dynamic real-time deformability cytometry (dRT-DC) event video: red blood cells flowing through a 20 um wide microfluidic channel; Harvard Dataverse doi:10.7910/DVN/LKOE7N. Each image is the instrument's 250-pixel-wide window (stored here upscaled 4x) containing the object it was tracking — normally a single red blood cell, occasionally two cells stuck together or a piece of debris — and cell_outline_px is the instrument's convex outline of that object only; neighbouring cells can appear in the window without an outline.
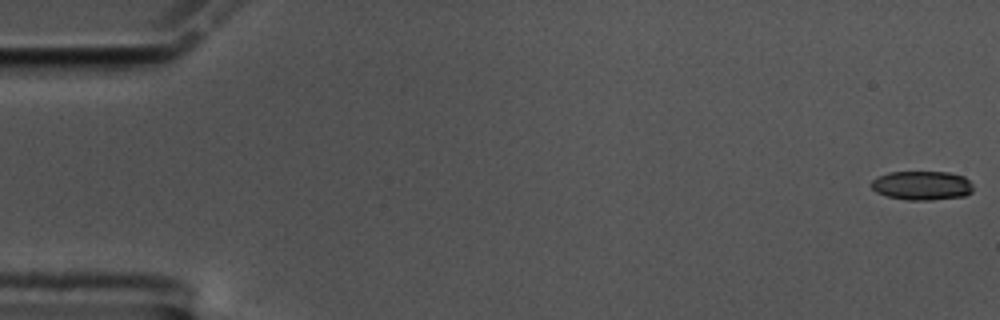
{"species": "common noctule bat (a hibernating species)", "species_latin": "Nyctalus noctula", "temperature_condition": "cold", "stored_images_in_passage": 58, "camera_frame_rate_fps": 3000, "um_per_image_px": 0.085, "animal": {"sex": "male", "body_mass_g": 17.5, "forearm_length_mm": 52.3}, "frame": {"image": 1, "passage_image": 1, "time_ms": 0.0, "image_size_px": [1000, 320], "cell_outline_px": [[972, 192], [964, 196], [932, 200], [908, 200], [888, 196], [876, 192], [872, 188], [872, 180], [888, 172], [948, 172], [964, 176], [972, 184]], "centroid_in_image_um": [78.38, 15.77], "position_along_channel_um": 6.6, "area_um2": 17.17}}
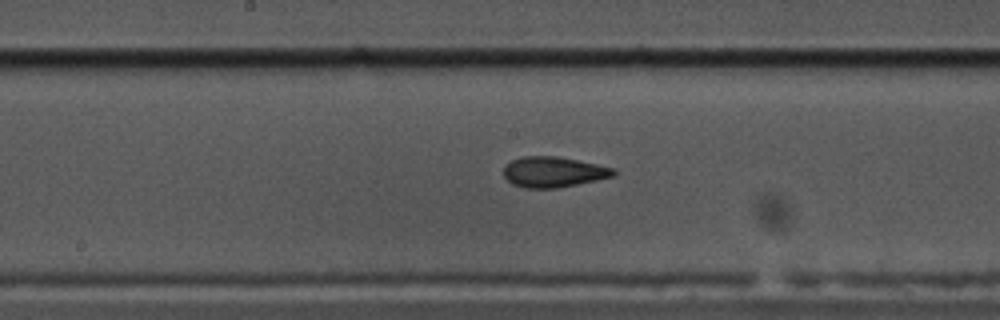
{"frame": {"image": 2, "passage_image": 30, "time_ms": 9.667, "image_size_px": [1000, 320], "cell_outline_px": [[616, 176], [556, 188], [524, 188], [512, 184], [504, 176], [504, 164], [512, 160], [524, 156], [556, 156], [616, 168]], "centroid_in_image_um": [47.04, 14.62], "position_along_channel_um": 201.2, "area_um2": 19.54}}
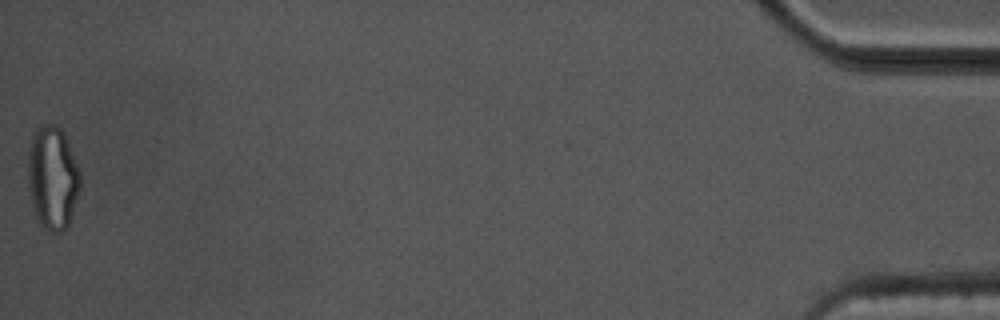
{"frame": {"image": 3, "passage_image": 58, "time_ms": 19.0, "image_size_px": [1000, 320], "cell_outline_px": [[80, 188], [68, 224], [60, 232], [48, 232], [40, 224], [36, 216], [28, 192], [28, 152], [32, 136], [36, 128], [44, 124], [52, 124], [60, 128], [64, 136], [80, 172]], "centroid_in_image_um": [4.44, 15.12], "position_along_channel_um": 430.8, "area_um2": 31.15}, "authors_computed_cell_mechanics": {"area_um2": 19.3341, "velocity_mm_per_s": 3.5071, "shape_relaxation_time_tau1_ms": 4.4958, "shape_relaxation_time_tau2_ms": 1.9707, "deformation_change_tau1": 0.1604, "deformation_change_tau2": 0.0963}}